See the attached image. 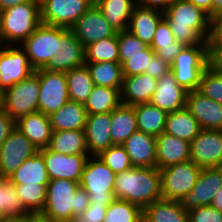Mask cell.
<instances>
[{
	"mask_svg": "<svg viewBox=\"0 0 222 222\" xmlns=\"http://www.w3.org/2000/svg\"><path fill=\"white\" fill-rule=\"evenodd\" d=\"M117 41L119 49V63L122 65L129 57L142 54L148 45L142 42L129 30L117 32Z\"/></svg>",
	"mask_w": 222,
	"mask_h": 222,
	"instance_id": "obj_44",
	"label": "cell"
},
{
	"mask_svg": "<svg viewBox=\"0 0 222 222\" xmlns=\"http://www.w3.org/2000/svg\"><path fill=\"white\" fill-rule=\"evenodd\" d=\"M47 148L66 155L89 154L84 130L53 131Z\"/></svg>",
	"mask_w": 222,
	"mask_h": 222,
	"instance_id": "obj_32",
	"label": "cell"
},
{
	"mask_svg": "<svg viewBox=\"0 0 222 222\" xmlns=\"http://www.w3.org/2000/svg\"><path fill=\"white\" fill-rule=\"evenodd\" d=\"M114 197L144 209L162 199L160 171L157 167H131L116 174Z\"/></svg>",
	"mask_w": 222,
	"mask_h": 222,
	"instance_id": "obj_1",
	"label": "cell"
},
{
	"mask_svg": "<svg viewBox=\"0 0 222 222\" xmlns=\"http://www.w3.org/2000/svg\"><path fill=\"white\" fill-rule=\"evenodd\" d=\"M94 0H40L41 23L70 29Z\"/></svg>",
	"mask_w": 222,
	"mask_h": 222,
	"instance_id": "obj_11",
	"label": "cell"
},
{
	"mask_svg": "<svg viewBox=\"0 0 222 222\" xmlns=\"http://www.w3.org/2000/svg\"><path fill=\"white\" fill-rule=\"evenodd\" d=\"M138 131L158 137L165 130L167 113L150 102L134 106Z\"/></svg>",
	"mask_w": 222,
	"mask_h": 222,
	"instance_id": "obj_33",
	"label": "cell"
},
{
	"mask_svg": "<svg viewBox=\"0 0 222 222\" xmlns=\"http://www.w3.org/2000/svg\"><path fill=\"white\" fill-rule=\"evenodd\" d=\"M111 112L88 114L84 132L89 155H99L113 144L110 134Z\"/></svg>",
	"mask_w": 222,
	"mask_h": 222,
	"instance_id": "obj_21",
	"label": "cell"
},
{
	"mask_svg": "<svg viewBox=\"0 0 222 222\" xmlns=\"http://www.w3.org/2000/svg\"><path fill=\"white\" fill-rule=\"evenodd\" d=\"M15 128V121L2 109H0V147Z\"/></svg>",
	"mask_w": 222,
	"mask_h": 222,
	"instance_id": "obj_51",
	"label": "cell"
},
{
	"mask_svg": "<svg viewBox=\"0 0 222 222\" xmlns=\"http://www.w3.org/2000/svg\"><path fill=\"white\" fill-rule=\"evenodd\" d=\"M18 128L38 149L47 148L52 137L49 116L35 112L15 121Z\"/></svg>",
	"mask_w": 222,
	"mask_h": 222,
	"instance_id": "obj_25",
	"label": "cell"
},
{
	"mask_svg": "<svg viewBox=\"0 0 222 222\" xmlns=\"http://www.w3.org/2000/svg\"><path fill=\"white\" fill-rule=\"evenodd\" d=\"M4 46V43H3V41H2V38H1V36H0V50H1V48Z\"/></svg>",
	"mask_w": 222,
	"mask_h": 222,
	"instance_id": "obj_62",
	"label": "cell"
},
{
	"mask_svg": "<svg viewBox=\"0 0 222 222\" xmlns=\"http://www.w3.org/2000/svg\"><path fill=\"white\" fill-rule=\"evenodd\" d=\"M212 62L222 70V50L212 59Z\"/></svg>",
	"mask_w": 222,
	"mask_h": 222,
	"instance_id": "obj_59",
	"label": "cell"
},
{
	"mask_svg": "<svg viewBox=\"0 0 222 222\" xmlns=\"http://www.w3.org/2000/svg\"><path fill=\"white\" fill-rule=\"evenodd\" d=\"M175 40L185 46L208 44L210 16L187 0H174L164 12Z\"/></svg>",
	"mask_w": 222,
	"mask_h": 222,
	"instance_id": "obj_3",
	"label": "cell"
},
{
	"mask_svg": "<svg viewBox=\"0 0 222 222\" xmlns=\"http://www.w3.org/2000/svg\"><path fill=\"white\" fill-rule=\"evenodd\" d=\"M39 149L18 129L14 128L0 147V175L9 177L27 158Z\"/></svg>",
	"mask_w": 222,
	"mask_h": 222,
	"instance_id": "obj_13",
	"label": "cell"
},
{
	"mask_svg": "<svg viewBox=\"0 0 222 222\" xmlns=\"http://www.w3.org/2000/svg\"><path fill=\"white\" fill-rule=\"evenodd\" d=\"M70 30L84 47L117 34V31L105 19L95 4L76 21Z\"/></svg>",
	"mask_w": 222,
	"mask_h": 222,
	"instance_id": "obj_17",
	"label": "cell"
},
{
	"mask_svg": "<svg viewBox=\"0 0 222 222\" xmlns=\"http://www.w3.org/2000/svg\"><path fill=\"white\" fill-rule=\"evenodd\" d=\"M190 160L201 168L222 166V130L201 129L190 142Z\"/></svg>",
	"mask_w": 222,
	"mask_h": 222,
	"instance_id": "obj_16",
	"label": "cell"
},
{
	"mask_svg": "<svg viewBox=\"0 0 222 222\" xmlns=\"http://www.w3.org/2000/svg\"><path fill=\"white\" fill-rule=\"evenodd\" d=\"M197 91L222 105V70L213 62L203 71Z\"/></svg>",
	"mask_w": 222,
	"mask_h": 222,
	"instance_id": "obj_42",
	"label": "cell"
},
{
	"mask_svg": "<svg viewBox=\"0 0 222 222\" xmlns=\"http://www.w3.org/2000/svg\"><path fill=\"white\" fill-rule=\"evenodd\" d=\"M174 0H134V4L139 7L149 8L165 12Z\"/></svg>",
	"mask_w": 222,
	"mask_h": 222,
	"instance_id": "obj_52",
	"label": "cell"
},
{
	"mask_svg": "<svg viewBox=\"0 0 222 222\" xmlns=\"http://www.w3.org/2000/svg\"><path fill=\"white\" fill-rule=\"evenodd\" d=\"M222 187V166L202 168L195 186L179 202L187 211L210 206L214 195Z\"/></svg>",
	"mask_w": 222,
	"mask_h": 222,
	"instance_id": "obj_15",
	"label": "cell"
},
{
	"mask_svg": "<svg viewBox=\"0 0 222 222\" xmlns=\"http://www.w3.org/2000/svg\"><path fill=\"white\" fill-rule=\"evenodd\" d=\"M40 24V0L15 5L0 12V36L4 45H21Z\"/></svg>",
	"mask_w": 222,
	"mask_h": 222,
	"instance_id": "obj_4",
	"label": "cell"
},
{
	"mask_svg": "<svg viewBox=\"0 0 222 222\" xmlns=\"http://www.w3.org/2000/svg\"><path fill=\"white\" fill-rule=\"evenodd\" d=\"M38 152L43 156L50 180L60 178L80 183L89 154L66 155L48 148L39 149Z\"/></svg>",
	"mask_w": 222,
	"mask_h": 222,
	"instance_id": "obj_14",
	"label": "cell"
},
{
	"mask_svg": "<svg viewBox=\"0 0 222 222\" xmlns=\"http://www.w3.org/2000/svg\"><path fill=\"white\" fill-rule=\"evenodd\" d=\"M210 206L222 212V187L214 195Z\"/></svg>",
	"mask_w": 222,
	"mask_h": 222,
	"instance_id": "obj_55",
	"label": "cell"
},
{
	"mask_svg": "<svg viewBox=\"0 0 222 222\" xmlns=\"http://www.w3.org/2000/svg\"><path fill=\"white\" fill-rule=\"evenodd\" d=\"M169 71H171V66L157 54H154L149 65V75L153 78L159 79Z\"/></svg>",
	"mask_w": 222,
	"mask_h": 222,
	"instance_id": "obj_50",
	"label": "cell"
},
{
	"mask_svg": "<svg viewBox=\"0 0 222 222\" xmlns=\"http://www.w3.org/2000/svg\"><path fill=\"white\" fill-rule=\"evenodd\" d=\"M88 113L84 104L67 101L49 116L53 131L84 130Z\"/></svg>",
	"mask_w": 222,
	"mask_h": 222,
	"instance_id": "obj_27",
	"label": "cell"
},
{
	"mask_svg": "<svg viewBox=\"0 0 222 222\" xmlns=\"http://www.w3.org/2000/svg\"><path fill=\"white\" fill-rule=\"evenodd\" d=\"M20 202L31 214H41L45 207L48 184L14 183Z\"/></svg>",
	"mask_w": 222,
	"mask_h": 222,
	"instance_id": "obj_40",
	"label": "cell"
},
{
	"mask_svg": "<svg viewBox=\"0 0 222 222\" xmlns=\"http://www.w3.org/2000/svg\"><path fill=\"white\" fill-rule=\"evenodd\" d=\"M13 183L48 184V177L43 156L37 152L27 158L9 177Z\"/></svg>",
	"mask_w": 222,
	"mask_h": 222,
	"instance_id": "obj_34",
	"label": "cell"
},
{
	"mask_svg": "<svg viewBox=\"0 0 222 222\" xmlns=\"http://www.w3.org/2000/svg\"><path fill=\"white\" fill-rule=\"evenodd\" d=\"M116 174L98 155L88 157L82 172L80 187L89 195L90 201L110 205L114 200Z\"/></svg>",
	"mask_w": 222,
	"mask_h": 222,
	"instance_id": "obj_6",
	"label": "cell"
},
{
	"mask_svg": "<svg viewBox=\"0 0 222 222\" xmlns=\"http://www.w3.org/2000/svg\"><path fill=\"white\" fill-rule=\"evenodd\" d=\"M163 17V12L135 5L127 30L150 46L157 25Z\"/></svg>",
	"mask_w": 222,
	"mask_h": 222,
	"instance_id": "obj_26",
	"label": "cell"
},
{
	"mask_svg": "<svg viewBox=\"0 0 222 222\" xmlns=\"http://www.w3.org/2000/svg\"><path fill=\"white\" fill-rule=\"evenodd\" d=\"M39 78L38 112L50 116L69 101L68 83L65 72L37 69Z\"/></svg>",
	"mask_w": 222,
	"mask_h": 222,
	"instance_id": "obj_10",
	"label": "cell"
},
{
	"mask_svg": "<svg viewBox=\"0 0 222 222\" xmlns=\"http://www.w3.org/2000/svg\"><path fill=\"white\" fill-rule=\"evenodd\" d=\"M186 108L199 122L201 129L222 130V105L197 90L187 94Z\"/></svg>",
	"mask_w": 222,
	"mask_h": 222,
	"instance_id": "obj_20",
	"label": "cell"
},
{
	"mask_svg": "<svg viewBox=\"0 0 222 222\" xmlns=\"http://www.w3.org/2000/svg\"><path fill=\"white\" fill-rule=\"evenodd\" d=\"M122 145L129 155L133 167H156V137L137 131Z\"/></svg>",
	"mask_w": 222,
	"mask_h": 222,
	"instance_id": "obj_22",
	"label": "cell"
},
{
	"mask_svg": "<svg viewBox=\"0 0 222 222\" xmlns=\"http://www.w3.org/2000/svg\"><path fill=\"white\" fill-rule=\"evenodd\" d=\"M94 4L117 32L128 29L134 0H94Z\"/></svg>",
	"mask_w": 222,
	"mask_h": 222,
	"instance_id": "obj_30",
	"label": "cell"
},
{
	"mask_svg": "<svg viewBox=\"0 0 222 222\" xmlns=\"http://www.w3.org/2000/svg\"><path fill=\"white\" fill-rule=\"evenodd\" d=\"M20 46L31 67L42 69L60 50V27L41 23Z\"/></svg>",
	"mask_w": 222,
	"mask_h": 222,
	"instance_id": "obj_8",
	"label": "cell"
},
{
	"mask_svg": "<svg viewBox=\"0 0 222 222\" xmlns=\"http://www.w3.org/2000/svg\"><path fill=\"white\" fill-rule=\"evenodd\" d=\"M150 47L155 54L171 65L185 45L175 40L167 20L163 17L157 25Z\"/></svg>",
	"mask_w": 222,
	"mask_h": 222,
	"instance_id": "obj_29",
	"label": "cell"
},
{
	"mask_svg": "<svg viewBox=\"0 0 222 222\" xmlns=\"http://www.w3.org/2000/svg\"><path fill=\"white\" fill-rule=\"evenodd\" d=\"M207 43L211 59H213L222 50V11L210 16V32Z\"/></svg>",
	"mask_w": 222,
	"mask_h": 222,
	"instance_id": "obj_47",
	"label": "cell"
},
{
	"mask_svg": "<svg viewBox=\"0 0 222 222\" xmlns=\"http://www.w3.org/2000/svg\"><path fill=\"white\" fill-rule=\"evenodd\" d=\"M121 88L95 85L84 107L88 114L108 113L121 104Z\"/></svg>",
	"mask_w": 222,
	"mask_h": 222,
	"instance_id": "obj_36",
	"label": "cell"
},
{
	"mask_svg": "<svg viewBox=\"0 0 222 222\" xmlns=\"http://www.w3.org/2000/svg\"><path fill=\"white\" fill-rule=\"evenodd\" d=\"M0 222H29V215L18 217H3Z\"/></svg>",
	"mask_w": 222,
	"mask_h": 222,
	"instance_id": "obj_56",
	"label": "cell"
},
{
	"mask_svg": "<svg viewBox=\"0 0 222 222\" xmlns=\"http://www.w3.org/2000/svg\"><path fill=\"white\" fill-rule=\"evenodd\" d=\"M65 74L68 83L69 99L85 104L95 86L87 66L84 64L65 72Z\"/></svg>",
	"mask_w": 222,
	"mask_h": 222,
	"instance_id": "obj_37",
	"label": "cell"
},
{
	"mask_svg": "<svg viewBox=\"0 0 222 222\" xmlns=\"http://www.w3.org/2000/svg\"><path fill=\"white\" fill-rule=\"evenodd\" d=\"M3 91L0 89V109L2 106Z\"/></svg>",
	"mask_w": 222,
	"mask_h": 222,
	"instance_id": "obj_61",
	"label": "cell"
},
{
	"mask_svg": "<svg viewBox=\"0 0 222 222\" xmlns=\"http://www.w3.org/2000/svg\"><path fill=\"white\" fill-rule=\"evenodd\" d=\"M155 52L148 46L142 54L129 57V60L122 64L123 77L134 76L146 73L149 75V65Z\"/></svg>",
	"mask_w": 222,
	"mask_h": 222,
	"instance_id": "obj_46",
	"label": "cell"
},
{
	"mask_svg": "<svg viewBox=\"0 0 222 222\" xmlns=\"http://www.w3.org/2000/svg\"><path fill=\"white\" fill-rule=\"evenodd\" d=\"M212 63L208 44L185 46L170 65L177 83L188 92L198 89L203 71Z\"/></svg>",
	"mask_w": 222,
	"mask_h": 222,
	"instance_id": "obj_5",
	"label": "cell"
},
{
	"mask_svg": "<svg viewBox=\"0 0 222 222\" xmlns=\"http://www.w3.org/2000/svg\"><path fill=\"white\" fill-rule=\"evenodd\" d=\"M39 78L34 72L3 92L1 109L14 121L38 112Z\"/></svg>",
	"mask_w": 222,
	"mask_h": 222,
	"instance_id": "obj_7",
	"label": "cell"
},
{
	"mask_svg": "<svg viewBox=\"0 0 222 222\" xmlns=\"http://www.w3.org/2000/svg\"><path fill=\"white\" fill-rule=\"evenodd\" d=\"M106 209V205L90 201L87 209L83 213L74 216L71 222H103Z\"/></svg>",
	"mask_w": 222,
	"mask_h": 222,
	"instance_id": "obj_49",
	"label": "cell"
},
{
	"mask_svg": "<svg viewBox=\"0 0 222 222\" xmlns=\"http://www.w3.org/2000/svg\"><path fill=\"white\" fill-rule=\"evenodd\" d=\"M90 204L89 195L78 182L50 180L46 190V202L41 216L53 222H71Z\"/></svg>",
	"mask_w": 222,
	"mask_h": 222,
	"instance_id": "obj_2",
	"label": "cell"
},
{
	"mask_svg": "<svg viewBox=\"0 0 222 222\" xmlns=\"http://www.w3.org/2000/svg\"><path fill=\"white\" fill-rule=\"evenodd\" d=\"M115 62L119 63L117 34L85 47V63Z\"/></svg>",
	"mask_w": 222,
	"mask_h": 222,
	"instance_id": "obj_41",
	"label": "cell"
},
{
	"mask_svg": "<svg viewBox=\"0 0 222 222\" xmlns=\"http://www.w3.org/2000/svg\"><path fill=\"white\" fill-rule=\"evenodd\" d=\"M34 69L25 50L20 45H4L0 50V89L4 92L14 84L25 80Z\"/></svg>",
	"mask_w": 222,
	"mask_h": 222,
	"instance_id": "obj_12",
	"label": "cell"
},
{
	"mask_svg": "<svg viewBox=\"0 0 222 222\" xmlns=\"http://www.w3.org/2000/svg\"><path fill=\"white\" fill-rule=\"evenodd\" d=\"M137 222H150L144 215Z\"/></svg>",
	"mask_w": 222,
	"mask_h": 222,
	"instance_id": "obj_60",
	"label": "cell"
},
{
	"mask_svg": "<svg viewBox=\"0 0 222 222\" xmlns=\"http://www.w3.org/2000/svg\"><path fill=\"white\" fill-rule=\"evenodd\" d=\"M29 222H53L49 219L44 218L43 216H41L40 214H29Z\"/></svg>",
	"mask_w": 222,
	"mask_h": 222,
	"instance_id": "obj_57",
	"label": "cell"
},
{
	"mask_svg": "<svg viewBox=\"0 0 222 222\" xmlns=\"http://www.w3.org/2000/svg\"><path fill=\"white\" fill-rule=\"evenodd\" d=\"M84 64L85 47L70 29L60 27V50L49 60L43 69L56 72H68Z\"/></svg>",
	"mask_w": 222,
	"mask_h": 222,
	"instance_id": "obj_18",
	"label": "cell"
},
{
	"mask_svg": "<svg viewBox=\"0 0 222 222\" xmlns=\"http://www.w3.org/2000/svg\"><path fill=\"white\" fill-rule=\"evenodd\" d=\"M29 214L20 202L14 183L9 178L0 175V218Z\"/></svg>",
	"mask_w": 222,
	"mask_h": 222,
	"instance_id": "obj_39",
	"label": "cell"
},
{
	"mask_svg": "<svg viewBox=\"0 0 222 222\" xmlns=\"http://www.w3.org/2000/svg\"><path fill=\"white\" fill-rule=\"evenodd\" d=\"M201 169L191 160L159 169L162 199L180 201L195 186Z\"/></svg>",
	"mask_w": 222,
	"mask_h": 222,
	"instance_id": "obj_9",
	"label": "cell"
},
{
	"mask_svg": "<svg viewBox=\"0 0 222 222\" xmlns=\"http://www.w3.org/2000/svg\"><path fill=\"white\" fill-rule=\"evenodd\" d=\"M143 209L128 201L115 199L107 206L103 222H137Z\"/></svg>",
	"mask_w": 222,
	"mask_h": 222,
	"instance_id": "obj_43",
	"label": "cell"
},
{
	"mask_svg": "<svg viewBox=\"0 0 222 222\" xmlns=\"http://www.w3.org/2000/svg\"><path fill=\"white\" fill-rule=\"evenodd\" d=\"M188 222H222V212L212 206H200L188 212Z\"/></svg>",
	"mask_w": 222,
	"mask_h": 222,
	"instance_id": "obj_48",
	"label": "cell"
},
{
	"mask_svg": "<svg viewBox=\"0 0 222 222\" xmlns=\"http://www.w3.org/2000/svg\"><path fill=\"white\" fill-rule=\"evenodd\" d=\"M198 8L202 9L209 16L212 15V0H187Z\"/></svg>",
	"mask_w": 222,
	"mask_h": 222,
	"instance_id": "obj_53",
	"label": "cell"
},
{
	"mask_svg": "<svg viewBox=\"0 0 222 222\" xmlns=\"http://www.w3.org/2000/svg\"><path fill=\"white\" fill-rule=\"evenodd\" d=\"M150 222H188V212L179 201L160 199L143 209Z\"/></svg>",
	"mask_w": 222,
	"mask_h": 222,
	"instance_id": "obj_35",
	"label": "cell"
},
{
	"mask_svg": "<svg viewBox=\"0 0 222 222\" xmlns=\"http://www.w3.org/2000/svg\"><path fill=\"white\" fill-rule=\"evenodd\" d=\"M188 91L175 80L174 74L169 71L157 79V88L150 103L166 113L178 111L186 107Z\"/></svg>",
	"mask_w": 222,
	"mask_h": 222,
	"instance_id": "obj_19",
	"label": "cell"
},
{
	"mask_svg": "<svg viewBox=\"0 0 222 222\" xmlns=\"http://www.w3.org/2000/svg\"><path fill=\"white\" fill-rule=\"evenodd\" d=\"M157 88V79L143 73L123 77L121 104L135 106L150 102Z\"/></svg>",
	"mask_w": 222,
	"mask_h": 222,
	"instance_id": "obj_24",
	"label": "cell"
},
{
	"mask_svg": "<svg viewBox=\"0 0 222 222\" xmlns=\"http://www.w3.org/2000/svg\"><path fill=\"white\" fill-rule=\"evenodd\" d=\"M156 167H165L190 160V143L165 132L156 137Z\"/></svg>",
	"mask_w": 222,
	"mask_h": 222,
	"instance_id": "obj_23",
	"label": "cell"
},
{
	"mask_svg": "<svg viewBox=\"0 0 222 222\" xmlns=\"http://www.w3.org/2000/svg\"><path fill=\"white\" fill-rule=\"evenodd\" d=\"M32 1L34 0H0V12L15 5Z\"/></svg>",
	"mask_w": 222,
	"mask_h": 222,
	"instance_id": "obj_54",
	"label": "cell"
},
{
	"mask_svg": "<svg viewBox=\"0 0 222 222\" xmlns=\"http://www.w3.org/2000/svg\"><path fill=\"white\" fill-rule=\"evenodd\" d=\"M222 11V0H212V15Z\"/></svg>",
	"mask_w": 222,
	"mask_h": 222,
	"instance_id": "obj_58",
	"label": "cell"
},
{
	"mask_svg": "<svg viewBox=\"0 0 222 222\" xmlns=\"http://www.w3.org/2000/svg\"><path fill=\"white\" fill-rule=\"evenodd\" d=\"M94 85L122 88V65L115 62L85 63Z\"/></svg>",
	"mask_w": 222,
	"mask_h": 222,
	"instance_id": "obj_38",
	"label": "cell"
},
{
	"mask_svg": "<svg viewBox=\"0 0 222 222\" xmlns=\"http://www.w3.org/2000/svg\"><path fill=\"white\" fill-rule=\"evenodd\" d=\"M110 134L113 144L122 145L138 131L134 106L120 104L111 111Z\"/></svg>",
	"mask_w": 222,
	"mask_h": 222,
	"instance_id": "obj_31",
	"label": "cell"
},
{
	"mask_svg": "<svg viewBox=\"0 0 222 222\" xmlns=\"http://www.w3.org/2000/svg\"><path fill=\"white\" fill-rule=\"evenodd\" d=\"M98 156L115 174L133 167L123 145L114 144L103 150Z\"/></svg>",
	"mask_w": 222,
	"mask_h": 222,
	"instance_id": "obj_45",
	"label": "cell"
},
{
	"mask_svg": "<svg viewBox=\"0 0 222 222\" xmlns=\"http://www.w3.org/2000/svg\"><path fill=\"white\" fill-rule=\"evenodd\" d=\"M200 131L199 122L186 107L167 113L165 133L190 143Z\"/></svg>",
	"mask_w": 222,
	"mask_h": 222,
	"instance_id": "obj_28",
	"label": "cell"
}]
</instances>
